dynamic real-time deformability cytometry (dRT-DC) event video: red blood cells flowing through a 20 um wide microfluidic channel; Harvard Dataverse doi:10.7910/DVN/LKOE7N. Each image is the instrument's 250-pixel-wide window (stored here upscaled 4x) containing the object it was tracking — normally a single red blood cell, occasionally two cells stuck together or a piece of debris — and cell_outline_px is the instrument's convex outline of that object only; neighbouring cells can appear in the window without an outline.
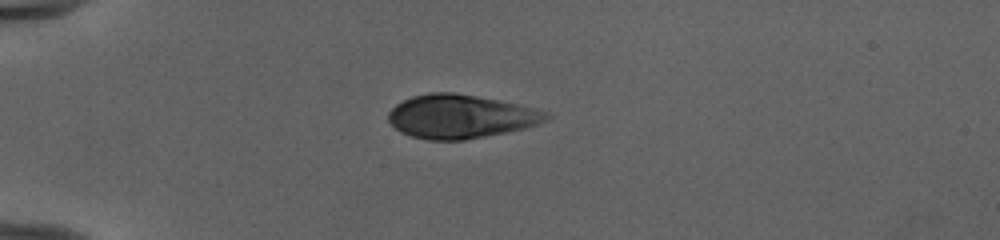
{"species": "human", "species_latin": "Homo sapiens", "temperature_condition": "cold", "stored_images_in_passage": 38, "camera_frame_rate_fps": 3000, "um_per_image_px": 0.085, "donor": {"sex": "female"}, "frame": {"image": 1, "passage_image": 1, "time_ms": 0.0, "image_size_px": [1000, 240], "cell_outline_px": [[552, 116], [548, 120], [524, 128], [464, 140], [428, 140], [412, 136], [400, 132], [388, 120], [388, 112], [396, 104], [412, 96], [432, 92], [452, 92], [476, 96], [536, 108], [548, 112]], "centroid_in_image_um": [39.14, 9.9], "position_along_channel_um": 45.9, "area_um2": 39.88}}
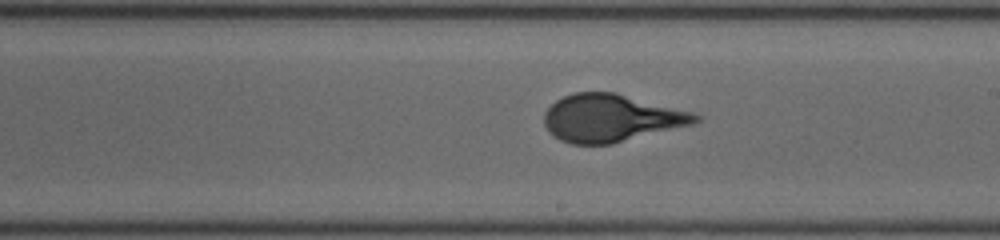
{"frame": {"image": 2, "passage_image": 18, "time_ms": 5.667, "image_size_px": [1000, 240], "cell_outline_px": [[700, 120], [692, 124], [612, 144], [572, 144], [560, 140], [544, 124], [544, 112], [556, 100], [572, 92], [616, 92], [692, 112], [700, 116]], "centroid_in_image_um": [51.93, 10.02], "position_along_channel_um": 237.1, "area_um2": 41.56}}
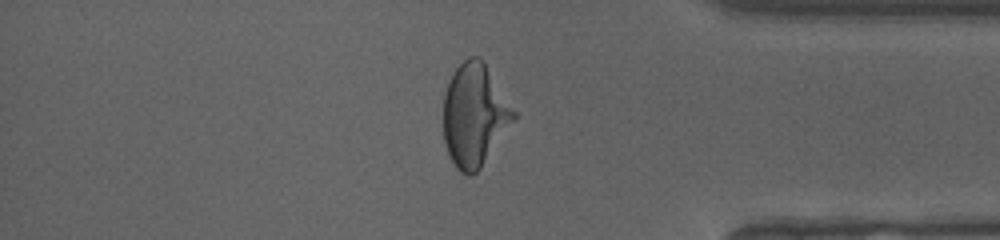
{"frame": {"image": 3, "passage_image": 31, "time_ms": 10.0, "image_size_px": [1000, 240], "cell_outline_px": [[516, 116], [480, 168], [472, 176], [468, 176], [460, 172], [456, 168], [448, 152], [444, 140], [444, 96], [448, 84], [456, 68], [468, 56], [476, 56], [484, 64], [516, 112]], "centroid_in_image_um": [40.31, 9.81], "position_along_channel_um": 394.9, "area_um2": 40.98}, "authors_computed_cell_mechanics": {"area_um2": 41.8761, "velocity_mm_per_s": 3.9885, "shape_relaxation_time_tau1_ms": 4.7312, "shape_relaxation_time_tau2_ms": null, "deformation_change_tau1": 0.2049, "deformation_change_tau2": null}}